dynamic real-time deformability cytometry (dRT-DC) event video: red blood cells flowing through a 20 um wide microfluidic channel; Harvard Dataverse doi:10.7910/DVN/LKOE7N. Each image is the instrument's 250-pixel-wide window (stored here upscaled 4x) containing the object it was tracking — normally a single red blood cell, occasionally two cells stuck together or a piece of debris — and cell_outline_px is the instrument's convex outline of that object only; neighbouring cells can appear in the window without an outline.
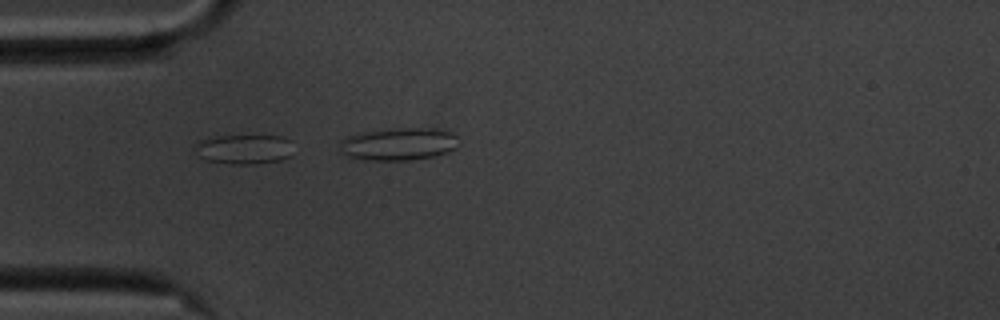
{"species": "common noctule bat (a hibernating species)", "species_latin": "Nyctalus noctula", "temperature_condition": "cold", "stored_images_in_passage": 19, "camera_frame_rate_fps": 3000, "um_per_image_px": 0.085, "animal": {"sex": "male", "body_mass_g": 20.1, "forearm_length_mm": 53.5}, "frame": {"image": 1, "passage_image": 16, "time_ms": 5.0, "image_size_px": [1000, 320], "cell_outline_px": [[292, 156], [280, 160], [252, 164], [232, 164], [204, 160], [192, 148], [200, 140], [220, 136], [280, 136], [288, 140]], "centroid_in_image_um": [20.7, 12.69], "position_along_channel_um": 64.3, "area_um2": 16.82}}